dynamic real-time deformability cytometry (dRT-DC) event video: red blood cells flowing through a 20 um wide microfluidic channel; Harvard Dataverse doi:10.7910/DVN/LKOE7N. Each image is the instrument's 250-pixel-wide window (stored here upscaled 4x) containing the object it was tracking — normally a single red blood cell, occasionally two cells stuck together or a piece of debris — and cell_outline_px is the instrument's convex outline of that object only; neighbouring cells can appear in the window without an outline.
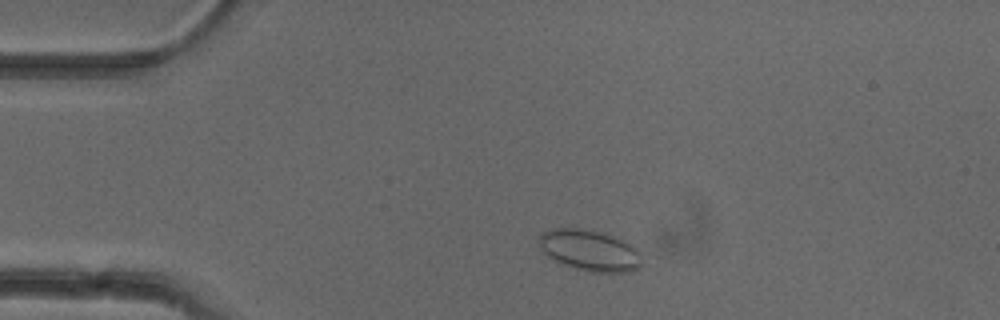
{"species": "common noctule bat (a hibernating species)", "species_latin": "Nyctalus noctula", "temperature_condition": "cold", "stored_images_in_passage": 45, "camera_frame_rate_fps": 3000, "um_per_image_px": 0.085, "animal": {"sex": "female"}, "frame": {"image": 1, "passage_image": 3, "time_ms": 0.667, "image_size_px": [1000, 320], "cell_outline_px": [[644, 264], [640, 268], [628, 272], [588, 272], [560, 264], [548, 256], [540, 248], [540, 232], [552, 228], [580, 228], [608, 232], [632, 244], [640, 252]], "centroid_in_image_um": [50.17, 21.27], "position_along_channel_um": 34.8, "area_um2": 25.37}}
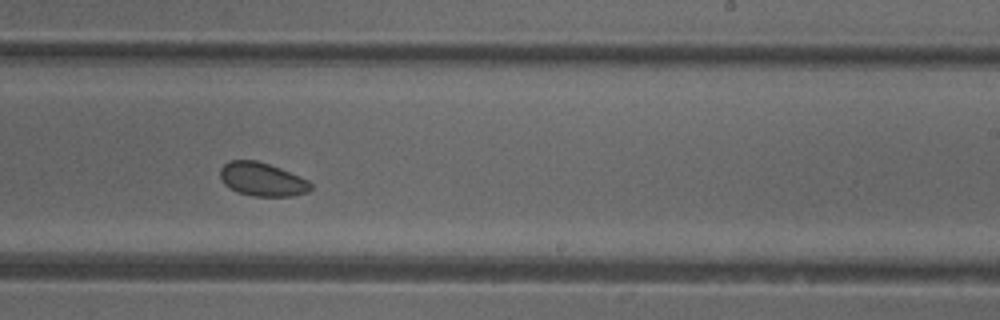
{"frame": {"image": 2, "passage_image": 24, "time_ms": 7.667, "image_size_px": [1000, 320], "cell_outline_px": [[312, 188], [308, 192], [292, 196], [252, 196], [240, 192], [224, 184], [220, 176], [220, 168], [228, 160], [256, 160], [280, 168], [308, 180], [312, 184]], "centroid_in_image_um": [22.29, 15.24], "position_along_channel_um": 266.7, "area_um2": 17.57}}
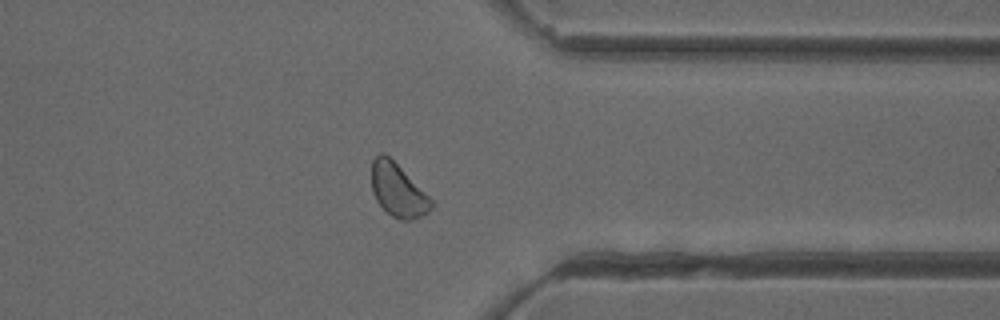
{"frame": {"image": 3, "passage_image": 33, "time_ms": 10.667, "image_size_px": [1000, 320], "cell_outline_px": [[432, 208], [428, 212], [412, 220], [400, 220], [392, 216], [376, 200], [372, 192], [372, 160], [380, 152], [384, 152], [432, 200]], "centroid_in_image_um": [33.79, 16.18], "position_along_channel_um": 377.6, "area_um2": 17.98}}